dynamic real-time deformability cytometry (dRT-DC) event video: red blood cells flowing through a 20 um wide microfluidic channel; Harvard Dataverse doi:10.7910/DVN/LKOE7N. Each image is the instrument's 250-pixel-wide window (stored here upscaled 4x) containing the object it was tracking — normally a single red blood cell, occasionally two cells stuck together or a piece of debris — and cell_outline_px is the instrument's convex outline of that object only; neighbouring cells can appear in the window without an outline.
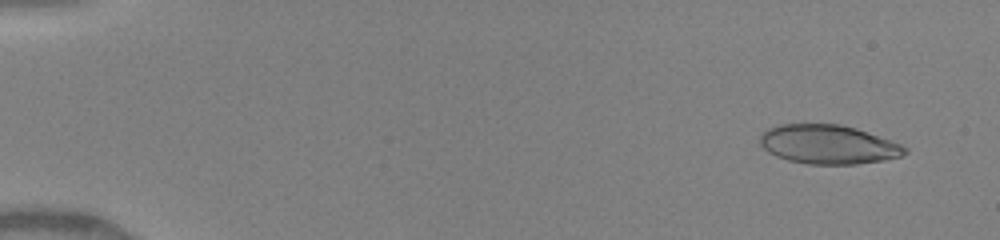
{"species": "human", "species_latin": "Homo sapiens", "temperature_condition": "warm", "stored_images_in_passage": 27, "camera_frame_rate_fps": 3000, "um_per_image_px": 0.085, "donor": {"sex": "female"}, "frame": {"image": 1, "passage_image": 2, "time_ms": 0.667, "image_size_px": [1000, 240], "cell_outline_px": [[908, 152], [900, 156], [884, 160], [856, 164], [808, 164], [788, 160], [776, 156], [768, 152], [760, 144], [760, 136], [768, 128], [780, 124], [840, 124], [856, 128], [900, 144], [908, 148]], "centroid_in_image_um": [70.39, 12.28], "position_along_channel_um": 14.6, "area_um2": 32.83}}
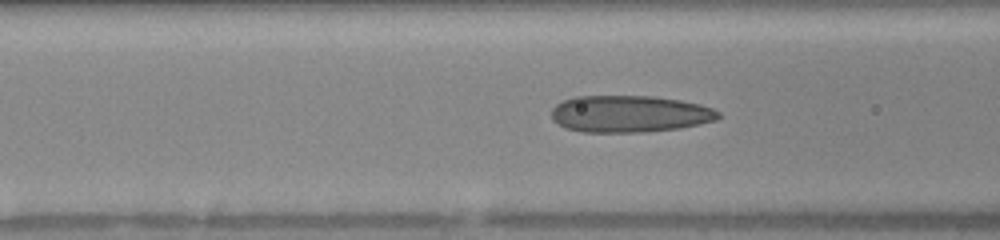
{"frame": {"image": 2, "passage_image": 15, "time_ms": 6.333, "image_size_px": [1000, 240], "cell_outline_px": [[720, 116], [716, 120], [680, 128], [644, 132], [580, 132], [564, 128], [556, 124], [552, 120], [552, 108], [556, 104], [564, 100], [576, 96], [652, 96], [680, 100], [700, 104], [712, 108], [720, 112]], "centroid_in_image_um": [53.48, 9.68], "position_along_channel_um": 113.1, "area_um2": 36.07}}
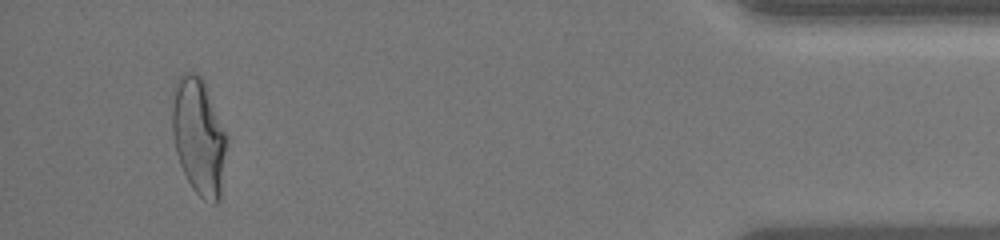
{"frame": {"image": 3, "passage_image": 27, "time_ms": 15.0, "image_size_px": [1000, 240], "cell_outline_px": [[228, 140], [220, 200], [216, 204], [212, 204], [204, 200], [192, 188], [180, 164], [176, 152], [172, 132], [172, 88], [176, 80], [184, 72], [196, 72], [200, 76], [204, 84], [228, 136]], "centroid_in_image_um": [16.89, 11.61], "position_along_channel_um": 418.3, "area_um2": 37.4}, "authors_computed_cell_mechanics": {"area_um2": 34.391, "velocity_mm_per_s": 4.2037, "shape_relaxation_time_tau1_ms": 5.8039, "shape_relaxation_time_tau2_ms": 0.9632, "deformation_change_tau1": 0.232, "deformation_change_tau2": 0.1013}}